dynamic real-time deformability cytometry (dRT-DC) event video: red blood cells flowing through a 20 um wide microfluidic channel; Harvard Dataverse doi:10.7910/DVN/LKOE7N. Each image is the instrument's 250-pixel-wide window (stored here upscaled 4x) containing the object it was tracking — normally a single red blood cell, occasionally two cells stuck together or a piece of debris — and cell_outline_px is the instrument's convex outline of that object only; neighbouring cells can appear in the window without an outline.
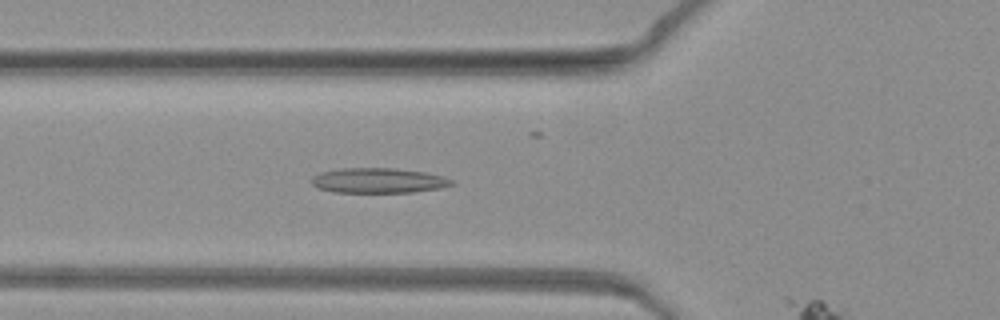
{"species": "common noctule bat (a hibernating species)", "species_latin": "Nyctalus noctula", "temperature_condition": "warm", "stored_images_in_passage": 24, "camera_frame_rate_fps": 3000, "um_per_image_px": 0.085, "animal": {"sex": "female", "body_mass_g": 19.3, "forearm_length_mm": 54.1}, "frame": {"image": 1, "passage_image": 20, "time_ms": 6.333, "image_size_px": [1000, 320], "cell_outline_px": [[456, 184], [440, 188], [412, 192], [332, 192], [316, 188], [312, 184], [312, 176], [320, 172], [340, 168], [392, 168], [424, 172], [444, 176], [452, 180]], "centroid_in_image_um": [32.14, 15.34], "position_along_channel_um": 93.7, "area_um2": 20.52}}
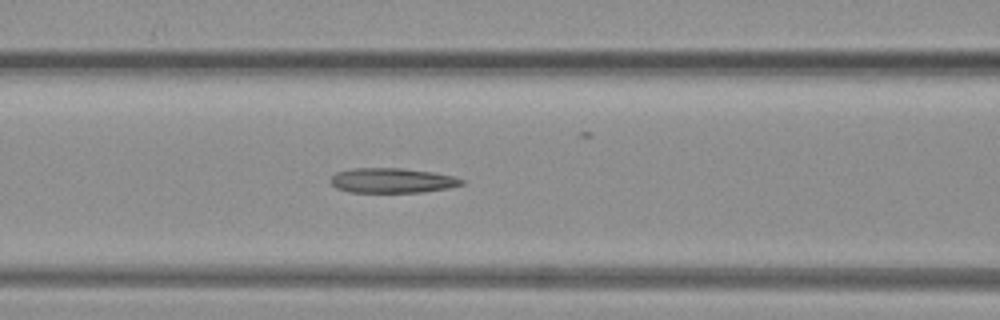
{"frame": {"image": 2, "passage_image": 23, "time_ms": 7.333, "image_size_px": [1000, 320], "cell_outline_px": [[464, 184], [452, 188], [424, 192], [348, 192], [336, 188], [328, 180], [336, 172], [352, 168], [400, 168], [436, 172], [452, 176], [464, 180]], "centroid_in_image_um": [33.34, 15.34], "position_along_channel_um": 133.3, "area_um2": 19.25}}